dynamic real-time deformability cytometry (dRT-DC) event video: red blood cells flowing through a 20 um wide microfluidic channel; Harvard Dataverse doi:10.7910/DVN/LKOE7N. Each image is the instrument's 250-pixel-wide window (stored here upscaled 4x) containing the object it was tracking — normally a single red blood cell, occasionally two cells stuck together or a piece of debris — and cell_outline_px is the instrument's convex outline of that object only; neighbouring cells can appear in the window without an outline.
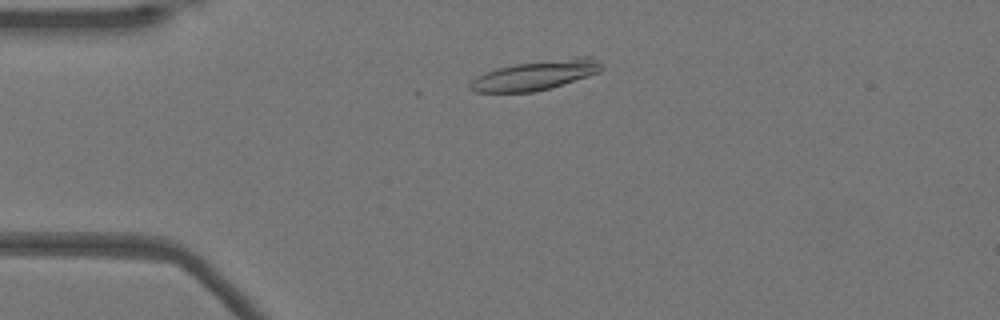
{"species": "Egyptian fruit bat (a non-hibernating species)", "species_latin": "Rousettus aegyptiacus", "temperature_condition": "warm", "stored_images_in_passage": 17, "camera_frame_rate_fps": 3000, "um_per_image_px": 0.085, "animal": {"sex": "female"}, "frame": {"image": 1, "passage_image": 10, "time_ms": 3.0, "image_size_px": [1000, 320], "cell_outline_px": [[600, 72], [552, 88], [536, 92], [476, 92], [468, 88], [468, 84], [472, 80], [484, 72], [496, 68], [516, 64], [576, 56], [592, 56], [600, 64]], "centroid_in_image_um": [45.5, 6.39], "position_along_channel_um": 39.5, "area_um2": 22.72}}
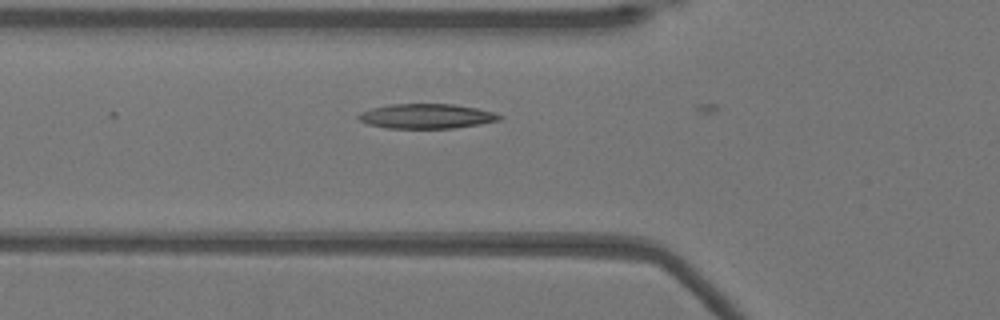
{"frame": {"image": 2, "passage_image": 16, "time_ms": 5.0, "image_size_px": [1000, 320], "cell_outline_px": [[504, 116], [500, 120], [480, 124], [452, 128], [388, 128], [368, 124], [360, 120], [356, 116], [360, 112], [372, 108], [388, 104], [452, 104], [476, 108], [492, 112]], "centroid_in_image_um": [36.24, 9.87], "position_along_channel_um": 89.6, "area_um2": 20.23}}